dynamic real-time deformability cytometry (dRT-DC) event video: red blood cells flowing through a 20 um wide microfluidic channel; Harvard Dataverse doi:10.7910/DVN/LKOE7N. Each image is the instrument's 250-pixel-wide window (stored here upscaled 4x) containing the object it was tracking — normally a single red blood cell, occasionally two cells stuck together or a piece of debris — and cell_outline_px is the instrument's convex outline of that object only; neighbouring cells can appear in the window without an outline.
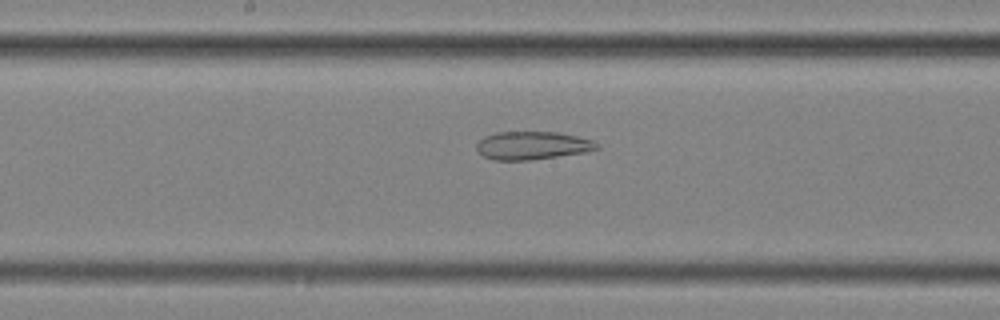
{"species": "common noctule bat (a hibernating species)", "species_latin": "Nyctalus noctula", "temperature_condition": "cold", "stored_images_in_passage": 38, "camera_frame_rate_fps": 3000, "um_per_image_px": 0.085, "animal": {"sex": "female", "body_mass_g": 25.1}, "frame": {"image": 1, "passage_image": 12, "time_ms": 3.667, "image_size_px": [1000, 320], "cell_outline_px": [[600, 148], [584, 152], [528, 160], [492, 160], [484, 156], [476, 148], [476, 144], [484, 136], [496, 132], [556, 132], [576, 136], [592, 140], [600, 144]], "centroid_in_image_um": [45.24, 12.36], "position_along_channel_um": 203.0, "area_um2": 19.54}}
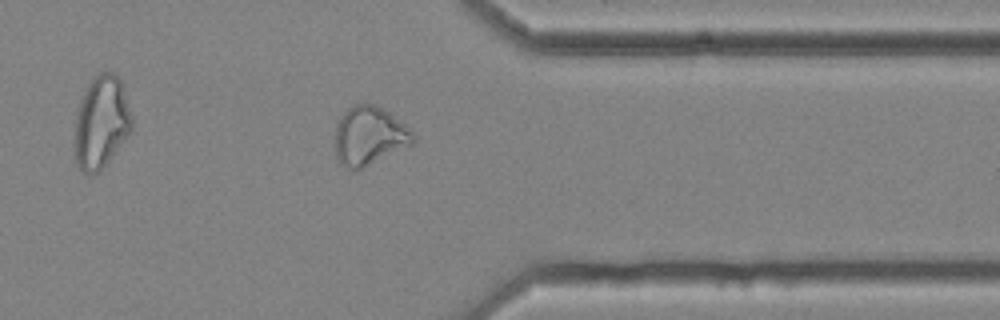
{"frame": {"image": 2, "passage_image": 27, "time_ms": 8.667, "image_size_px": [1000, 320], "cell_outline_px": [[416, 140], [412, 144], [360, 168], [348, 168], [340, 164], [336, 156], [332, 144], [336, 124], [344, 112], [348, 108], [356, 104], [376, 104], [388, 112], [404, 124], [416, 136]], "centroid_in_image_um": [31.33, 11.53], "position_along_channel_um": 380.1, "area_um2": 26.53}, "authors_computed_cell_mechanics": {"area_um2": 24.0737, "velocity_mm_per_s": 3.6355, "shape_relaxation_time_tau1_ms": null, "shape_relaxation_time_tau2_ms": 3.1516, "deformation_change_tau1": null, "deformation_change_tau2": 0.1118}}